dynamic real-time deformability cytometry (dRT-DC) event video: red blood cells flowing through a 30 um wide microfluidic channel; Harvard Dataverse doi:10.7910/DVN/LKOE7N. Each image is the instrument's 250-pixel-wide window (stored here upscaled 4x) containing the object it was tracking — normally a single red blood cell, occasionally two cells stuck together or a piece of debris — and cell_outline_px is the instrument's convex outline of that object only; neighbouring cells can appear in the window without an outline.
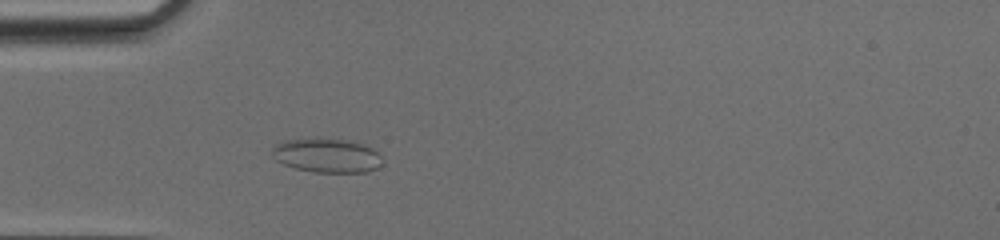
{"species": "common noctule bat (a hibernating species)", "species_latin": "Nyctalus noctula", "temperature_condition": "cold", "stored_images_in_passage": 36, "camera_frame_rate_fps": 3000, "um_per_image_px": 0.085, "animal": {"sex": "female", "body_mass_g": 17.0, "forearm_length_mm": 48.0}, "frame": {"image": 1, "passage_image": 8, "time_ms": 2.333, "image_size_px": [1000, 240], "cell_outline_px": [[380, 164], [376, 168], [368, 172], [312, 172], [296, 168], [284, 164], [276, 160], [272, 156], [272, 144], [284, 140], [320, 136], [344, 140], [364, 144], [372, 148], [380, 156]], "centroid_in_image_um": [27.71, 13.18], "position_along_channel_um": 57.3, "area_um2": 22.31}}
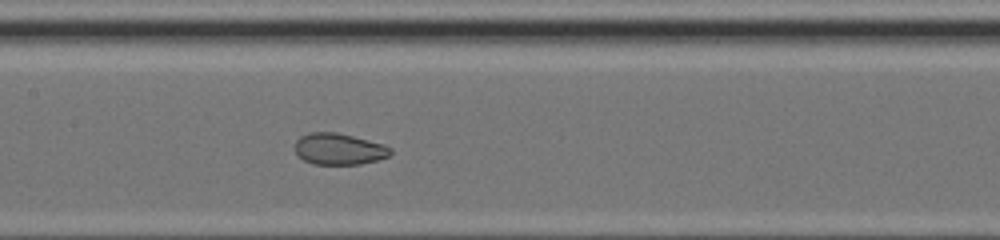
{"frame": {"image": 2, "passage_image": 17, "time_ms": 5.333, "image_size_px": [1000, 240], "cell_outline_px": [[392, 152], [388, 156], [376, 160], [360, 164], [312, 164], [304, 160], [296, 152], [296, 140], [300, 136], [312, 132], [336, 132], [384, 144], [392, 148]], "centroid_in_image_um": [28.82, 12.66], "position_along_channel_um": 178.6, "area_um2": 17.34}}
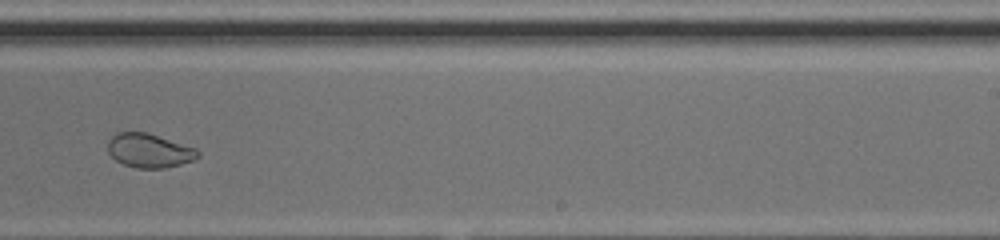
{"frame": {"image": 3, "passage_image": 24, "time_ms": 7.667, "image_size_px": [1000, 240], "cell_outline_px": [[200, 156], [192, 160], [180, 164], [164, 168], [136, 168], [124, 164], [116, 160], [108, 152], [108, 140], [116, 132], [148, 132], [196, 148], [200, 152]], "centroid_in_image_um": [12.68, 12.79], "position_along_channel_um": 276.3, "area_um2": 17.86}}